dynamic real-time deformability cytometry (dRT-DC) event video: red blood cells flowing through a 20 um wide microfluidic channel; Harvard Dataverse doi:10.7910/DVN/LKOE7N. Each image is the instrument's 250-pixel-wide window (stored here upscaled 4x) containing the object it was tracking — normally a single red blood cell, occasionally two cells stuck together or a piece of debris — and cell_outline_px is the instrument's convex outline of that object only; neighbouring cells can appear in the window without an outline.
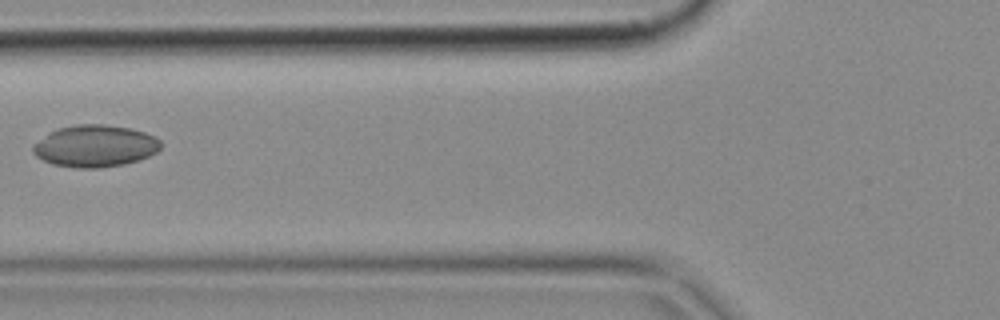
{"species": "common noctule bat (a hibernating species)", "species_latin": "Nyctalus noctula", "temperature_condition": "cold", "stored_images_in_passage": 6, "camera_frame_rate_fps": 3000, "um_per_image_px": 0.085, "animal": {"sex": "female", "body_mass_g": 18.4}, "frame": {"image": 1, "passage_image": 5, "time_ms": 1.333, "image_size_px": [1000, 320], "cell_outline_px": [[160, 148], [156, 152], [148, 156], [124, 164], [100, 168], [76, 168], [52, 164], [36, 156], [32, 152], [32, 148], [48, 132], [56, 128], [76, 124], [104, 124], [128, 128], [144, 132], [156, 136], [160, 140]], "centroid_in_image_um": [8.07, 12.4], "position_along_channel_um": 117.7, "area_um2": 31.15}}